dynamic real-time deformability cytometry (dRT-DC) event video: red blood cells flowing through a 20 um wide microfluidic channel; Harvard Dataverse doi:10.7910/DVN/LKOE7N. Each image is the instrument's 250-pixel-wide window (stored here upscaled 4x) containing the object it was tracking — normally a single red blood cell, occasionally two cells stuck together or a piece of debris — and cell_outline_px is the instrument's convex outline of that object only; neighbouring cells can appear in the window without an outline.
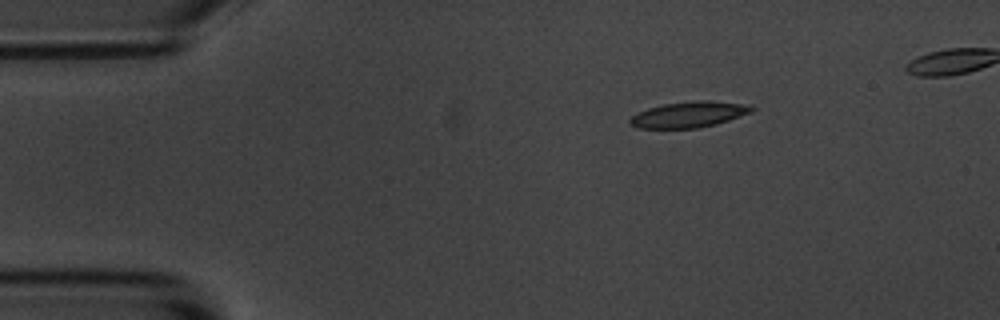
{"species": "common noctule bat (a hibernating species)", "species_latin": "Nyctalus noctula", "temperature_condition": "room temperature", "stored_images_in_passage": 4, "camera_frame_rate_fps": 3000, "um_per_image_px": 0.085, "animal": {"sex": "male", "body_mass_g": 20.1, "forearm_length_mm": 53.5}, "frame": {"image": 1, "passage_image": 1, "time_ms": 0.0, "image_size_px": [1000, 320], "cell_outline_px": [[756, 108], [752, 112], [716, 124], [696, 128], [640, 128], [632, 124], [628, 120], [632, 116], [648, 108], [664, 104], [704, 100], [752, 104]], "centroid_in_image_um": [58.63, 9.73], "position_along_channel_um": 26.4, "area_um2": 18.15}}